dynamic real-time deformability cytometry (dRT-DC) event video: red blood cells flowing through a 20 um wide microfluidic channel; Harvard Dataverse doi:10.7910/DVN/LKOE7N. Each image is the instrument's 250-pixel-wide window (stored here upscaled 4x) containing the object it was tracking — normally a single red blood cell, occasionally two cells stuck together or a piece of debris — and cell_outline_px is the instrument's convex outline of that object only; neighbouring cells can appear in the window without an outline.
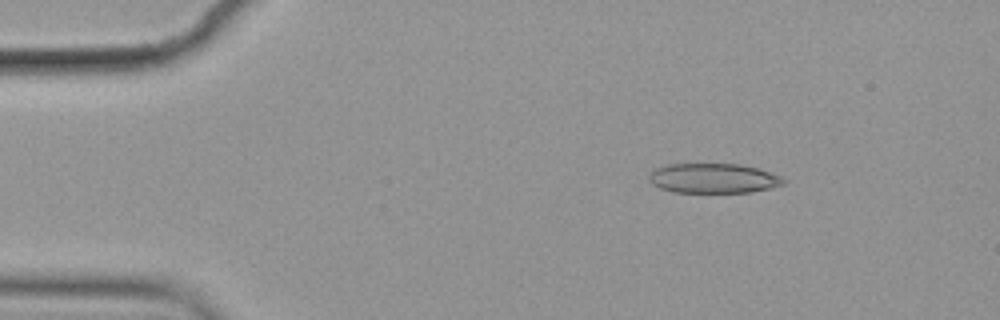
{"species": "common noctule bat (a hibernating species)", "species_latin": "Nyctalus noctula", "temperature_condition": "cold", "stored_images_in_passage": 9, "camera_frame_rate_fps": 3000, "um_per_image_px": 0.085, "animal": {"sex": "female", "body_mass_g": 19.9}, "frame": {"image": 1, "passage_image": 2, "time_ms": 0.333, "image_size_px": [1000, 320], "cell_outline_px": [[788, 180], [784, 184], [752, 192], [672, 192], [660, 188], [652, 184], [648, 180], [648, 176], [656, 168], [668, 164], [740, 164], [760, 168], [780, 176]], "centroid_in_image_um": [60.65, 15.15], "position_along_channel_um": 24.4, "area_um2": 23.41}}
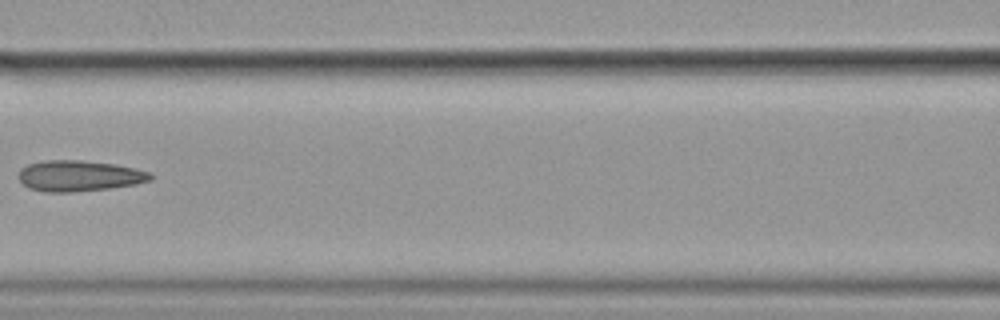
{"frame": {"image": 2, "passage_image": 7, "time_ms": 2.0, "image_size_px": [1000, 320], "cell_outline_px": [[152, 180], [136, 184], [108, 188], [68, 192], [44, 192], [28, 188], [20, 180], [20, 168], [28, 164], [44, 160], [80, 160], [116, 164], [136, 168], [152, 172]], "centroid_in_image_um": [6.75, 14.94], "position_along_channel_um": 159.8, "area_um2": 23.76}}
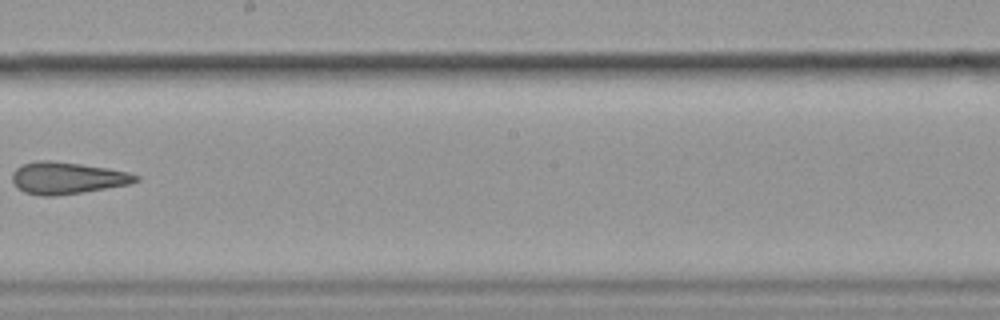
{"frame": {"image": 3, "passage_image": 9, "time_ms": 2.667, "image_size_px": [1000, 320], "cell_outline_px": [[140, 180], [128, 184], [84, 192], [56, 196], [40, 196], [24, 192], [16, 188], [12, 180], [12, 172], [20, 164], [36, 160], [48, 160], [80, 164], [108, 168], [128, 172], [140, 176]], "centroid_in_image_um": [5.66, 15.13], "position_along_channel_um": 242.5, "area_um2": 23.18}}